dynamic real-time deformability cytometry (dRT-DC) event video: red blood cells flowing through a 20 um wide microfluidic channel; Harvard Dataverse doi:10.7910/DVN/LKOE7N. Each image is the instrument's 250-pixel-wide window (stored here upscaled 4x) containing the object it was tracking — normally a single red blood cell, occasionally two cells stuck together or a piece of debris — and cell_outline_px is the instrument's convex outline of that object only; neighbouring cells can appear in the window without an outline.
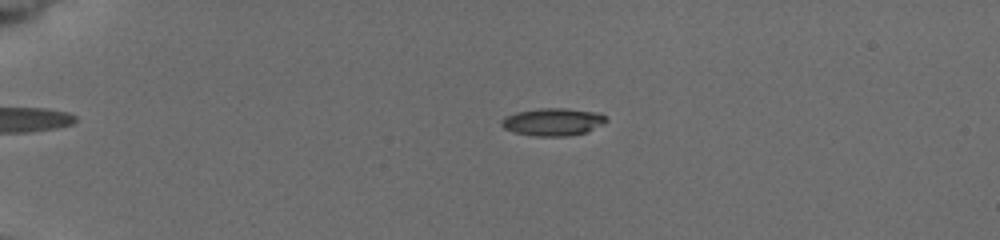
{"species": "common noctule bat (a hibernating species)", "species_latin": "Nyctalus noctula", "temperature_condition": "cold", "stored_images_in_passage": 8, "camera_frame_rate_fps": 3000, "um_per_image_px": 0.085, "animal": {"sex": "female", "body_mass_g": 19.5, "forearm_length_mm": 54.1}, "frame": {"image": 1, "passage_image": 5, "time_ms": 3.333, "image_size_px": [1000, 240], "cell_outline_px": [[608, 120], [604, 124], [588, 132], [568, 136], [536, 136], [512, 132], [504, 128], [500, 124], [500, 120], [504, 116], [516, 112], [540, 108], [564, 108], [600, 112]], "centroid_in_image_um": [47.0, 10.36], "position_along_channel_um": 38.0, "area_um2": 17.11}}
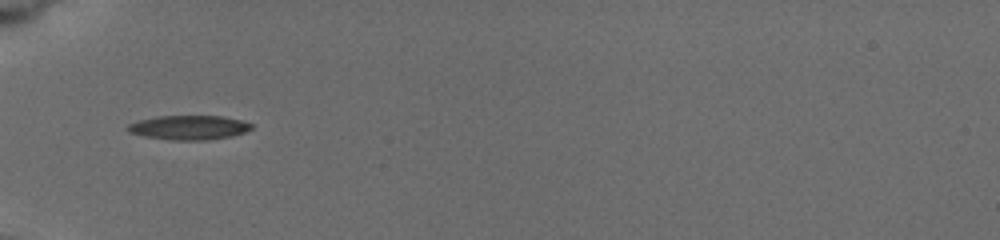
{"frame": {"image": 2, "passage_image": 7, "time_ms": 5.667, "image_size_px": [1000, 240], "cell_outline_px": [[252, 128], [244, 132], [232, 136], [204, 140], [172, 140], [144, 136], [128, 132], [128, 124], [140, 120], [156, 116], [220, 116], [240, 120], [252, 124]], "centroid_in_image_um": [16.04, 10.84], "position_along_channel_um": 69.0, "area_um2": 17.34}}